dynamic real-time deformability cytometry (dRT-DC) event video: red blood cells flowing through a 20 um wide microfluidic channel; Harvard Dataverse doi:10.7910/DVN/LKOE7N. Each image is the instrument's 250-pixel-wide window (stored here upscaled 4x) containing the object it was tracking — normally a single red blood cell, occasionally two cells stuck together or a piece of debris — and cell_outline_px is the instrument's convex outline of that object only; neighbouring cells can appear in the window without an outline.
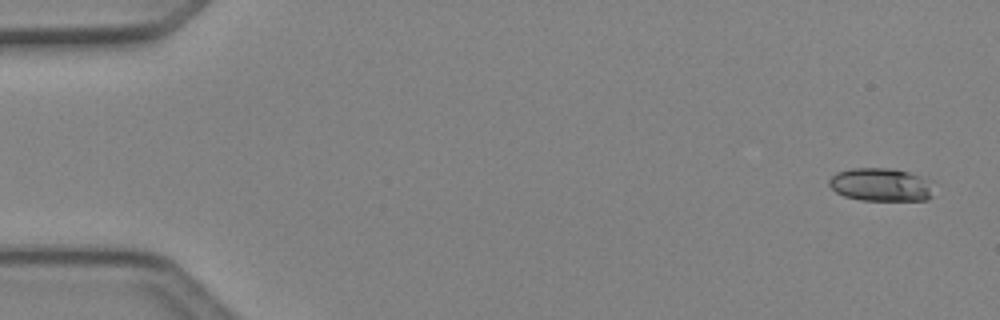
{"species": "Egyptian fruit bat (a non-hibernating species)", "species_latin": "Rousettus aegyptiacus", "temperature_condition": "cold", "stored_images_in_passage": 6, "camera_frame_rate_fps": 3000, "um_per_image_px": 0.085, "animal": {"sex": "female"}, "frame": {"image": 1, "passage_image": 1, "time_ms": 0.0, "image_size_px": [1000, 320], "cell_outline_px": [[932, 196], [924, 200], [860, 200], [844, 196], [836, 192], [828, 184], [828, 180], [836, 172], [852, 168], [892, 168], [908, 172], [932, 180]], "centroid_in_image_um": [74.87, 15.69], "position_along_channel_um": 10.1, "area_um2": 20.35}}
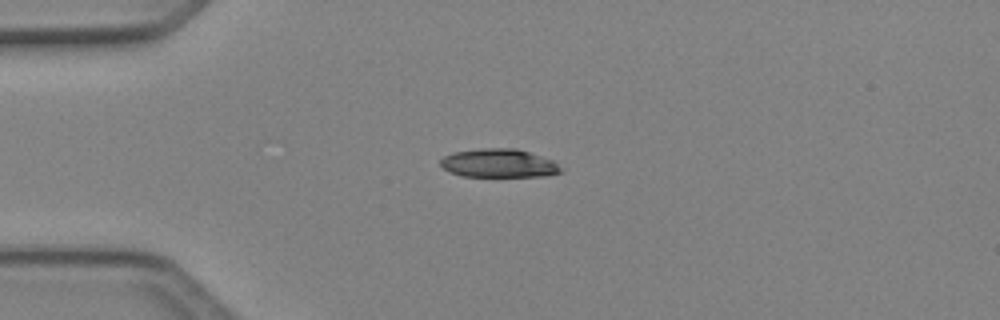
{"frame": {"image": 2, "passage_image": 4, "time_ms": 1.0, "image_size_px": [1000, 320], "cell_outline_px": [[564, 172], [548, 176], [464, 176], [448, 172], [440, 164], [440, 160], [444, 156], [452, 152], [480, 148], [516, 148], [552, 160], [564, 168]], "centroid_in_image_um": [42.42, 13.87], "position_along_channel_um": 42.6, "area_um2": 20.17}}
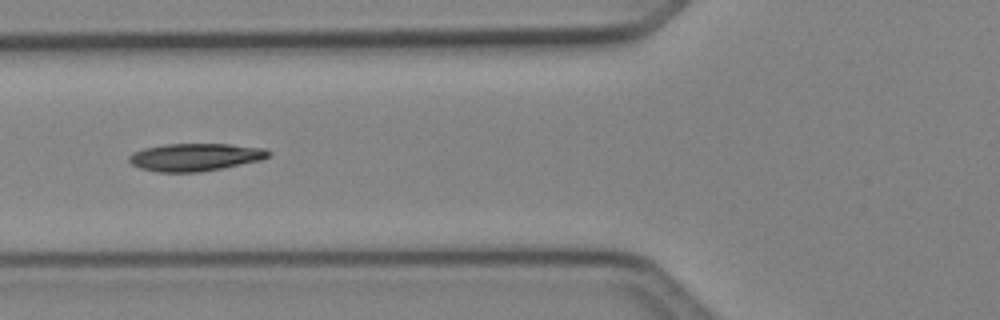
{"frame": {"image": 3, "passage_image": 6, "time_ms": 1.667, "image_size_px": [1000, 320], "cell_outline_px": [[272, 152], [268, 156], [260, 160], [224, 168], [200, 172], [156, 172], [140, 168], [132, 164], [128, 160], [128, 156], [132, 152], [144, 148], [164, 144], [228, 144], [264, 148]], "centroid_in_image_um": [16.56, 13.36], "position_along_channel_um": 109.2, "area_um2": 22.54}}